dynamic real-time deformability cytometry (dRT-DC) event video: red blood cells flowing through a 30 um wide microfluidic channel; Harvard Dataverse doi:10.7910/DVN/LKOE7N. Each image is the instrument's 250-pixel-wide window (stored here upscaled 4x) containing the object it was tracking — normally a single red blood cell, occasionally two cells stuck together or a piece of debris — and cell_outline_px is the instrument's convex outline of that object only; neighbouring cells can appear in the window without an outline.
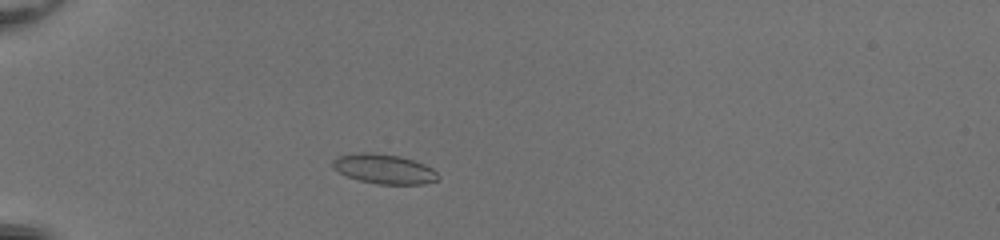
{"species": "common noctule bat (a hibernating species)", "species_latin": "Nyctalus noctula", "temperature_condition": "room temperature", "stored_images_in_passage": 44, "camera_frame_rate_fps": 3000, "um_per_image_px": 0.085, "animal": {"sex": "female", "body_mass_g": 20.0, "forearm_length_mm": 54.0}, "frame": {"image": 1, "passage_image": 9, "time_ms": 2.667, "image_size_px": [1000, 240], "cell_outline_px": [[440, 176], [436, 180], [424, 184], [376, 184], [360, 180], [348, 176], [332, 168], [332, 160], [340, 156], [360, 152], [372, 152], [400, 156], [424, 164], [432, 168]], "centroid_in_image_um": [32.65, 14.36], "position_along_channel_um": 52.4, "area_um2": 18.09}}
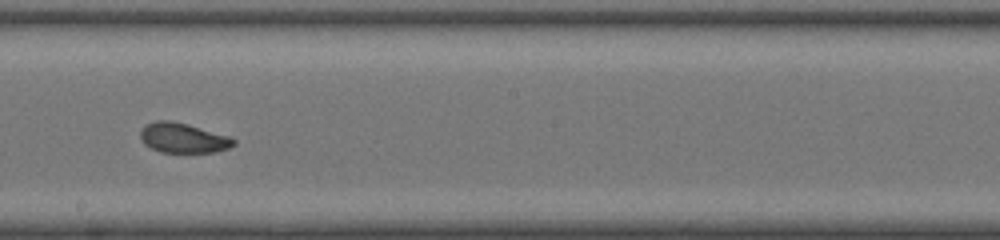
{"frame": {"image": 2, "passage_image": 24, "time_ms": 7.667, "image_size_px": [1000, 240], "cell_outline_px": [[236, 144], [228, 148], [216, 152], [160, 152], [144, 144], [140, 140], [140, 128], [144, 124], [156, 120], [168, 120], [188, 124], [228, 136], [236, 140]], "centroid_in_image_um": [15.52, 11.72], "position_along_channel_um": 232.7, "area_um2": 16.36}}
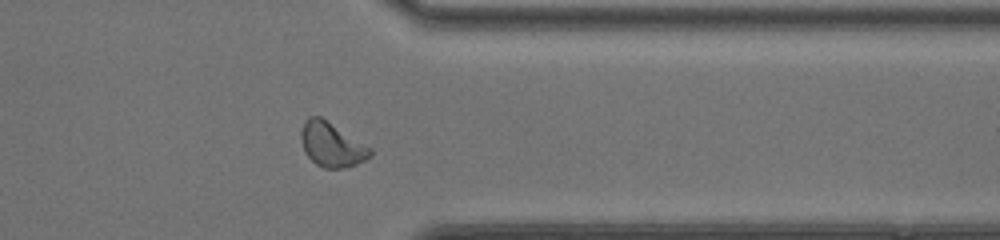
{"frame": {"image": 3, "passage_image": 35, "time_ms": 11.333, "image_size_px": [1000, 240], "cell_outline_px": [[372, 156], [356, 164], [344, 168], [324, 168], [316, 164], [304, 152], [300, 136], [300, 132], [304, 120], [308, 116], [320, 116], [372, 148]], "centroid_in_image_um": [28.18, 12.28], "position_along_channel_um": 383.2, "area_um2": 17.92}, "authors_computed_cell_mechanics": {"area_um2": 17.3689, "velocity_mm_per_s": 4.1629, "shape_relaxation_time_tau1_ms": null, "shape_relaxation_time_tau2_ms": 1.3236, "deformation_change_tau1": null, "deformation_change_tau2": 0.0659}}